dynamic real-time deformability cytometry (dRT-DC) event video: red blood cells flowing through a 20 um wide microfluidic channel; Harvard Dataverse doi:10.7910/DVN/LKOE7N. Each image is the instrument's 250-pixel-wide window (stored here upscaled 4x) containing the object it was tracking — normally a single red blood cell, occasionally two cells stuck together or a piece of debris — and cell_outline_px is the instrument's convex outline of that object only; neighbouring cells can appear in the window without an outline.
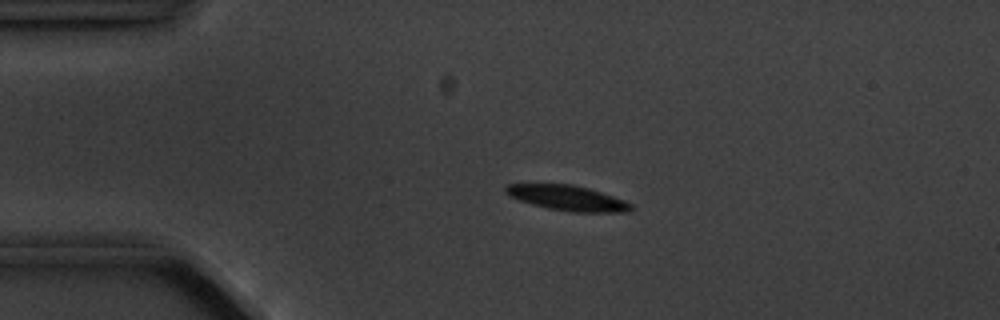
{"species": "common noctule bat (a hibernating species)", "species_latin": "Nyctalus noctula", "temperature_condition": "cold", "stored_images_in_passage": 4, "camera_frame_rate_fps": 3000, "um_per_image_px": 0.085, "animal": {"sex": "male", "body_mass_g": 20.1, "forearm_length_mm": 53.5}, "frame": {"image": 1, "passage_image": 3, "time_ms": 3.0, "image_size_px": [1000, 320], "cell_outline_px": [[636, 208], [628, 212], [572, 212], [548, 208], [532, 204], [508, 196], [504, 192], [504, 188], [508, 184], [572, 184], [588, 188], [624, 200], [632, 204]], "centroid_in_image_um": [48.25, 16.83], "position_along_channel_um": 36.8, "area_um2": 18.38}}